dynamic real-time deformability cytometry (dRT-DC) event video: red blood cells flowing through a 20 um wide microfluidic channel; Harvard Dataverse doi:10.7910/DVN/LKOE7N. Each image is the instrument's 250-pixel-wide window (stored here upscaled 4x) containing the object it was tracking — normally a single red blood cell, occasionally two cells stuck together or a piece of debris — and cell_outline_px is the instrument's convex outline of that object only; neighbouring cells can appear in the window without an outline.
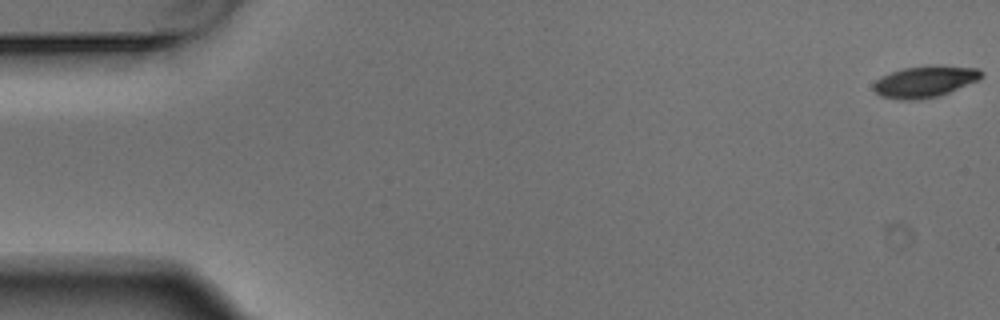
{"species": "Egyptian fruit bat (a non-hibernating species)", "species_latin": "Rousettus aegyptiacus", "temperature_condition": "warm", "stored_images_in_passage": 6, "camera_frame_rate_fps": 3000, "um_per_image_px": 0.085, "animal": {"sex": "male"}, "frame": {"image": 1, "passage_image": 1, "time_ms": 0.0, "image_size_px": [1000, 320], "cell_outline_px": [[984, 76], [980, 80], [948, 92], [936, 96], [916, 100], [900, 100], [880, 96], [872, 88], [872, 84], [880, 76], [904, 68], [940, 64], [980, 68], [984, 72]], "centroid_in_image_um": [78.65, 6.91], "position_along_channel_um": 6.3, "area_um2": 20.11}}